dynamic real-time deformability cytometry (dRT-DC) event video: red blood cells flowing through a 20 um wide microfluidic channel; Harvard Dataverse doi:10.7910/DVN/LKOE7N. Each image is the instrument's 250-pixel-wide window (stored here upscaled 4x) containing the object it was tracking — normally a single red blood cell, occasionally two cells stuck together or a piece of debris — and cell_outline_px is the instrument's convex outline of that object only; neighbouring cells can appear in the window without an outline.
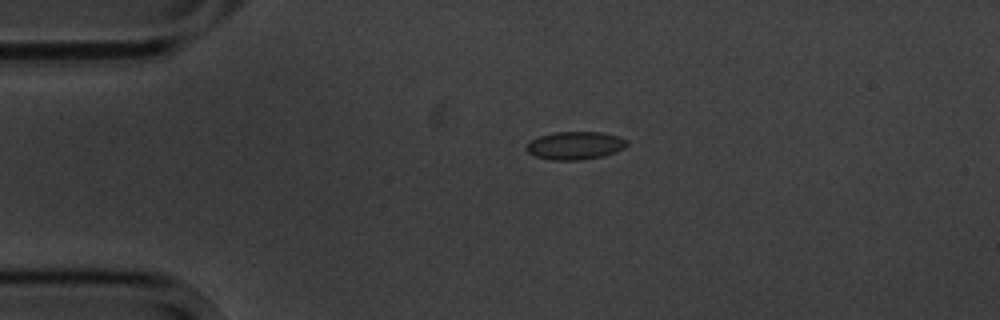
{"species": "common noctule bat (a hibernating species)", "species_latin": "Nyctalus noctula", "temperature_condition": "cold", "stored_images_in_passage": 4, "camera_frame_rate_fps": 3000, "um_per_image_px": 0.085, "animal": {"sex": "male", "body_mass_g": 20.1, "forearm_length_mm": 53.5}, "frame": {"image": 1, "passage_image": 3, "time_ms": 2.333, "image_size_px": [1000, 320], "cell_outline_px": [[628, 144], [624, 148], [616, 152], [600, 156], [580, 160], [552, 160], [536, 156], [528, 152], [524, 148], [532, 140], [540, 136], [556, 132], [604, 132], [628, 140]], "centroid_in_image_um": [48.9, 12.37], "position_along_channel_um": 36.1, "area_um2": 16.24}}